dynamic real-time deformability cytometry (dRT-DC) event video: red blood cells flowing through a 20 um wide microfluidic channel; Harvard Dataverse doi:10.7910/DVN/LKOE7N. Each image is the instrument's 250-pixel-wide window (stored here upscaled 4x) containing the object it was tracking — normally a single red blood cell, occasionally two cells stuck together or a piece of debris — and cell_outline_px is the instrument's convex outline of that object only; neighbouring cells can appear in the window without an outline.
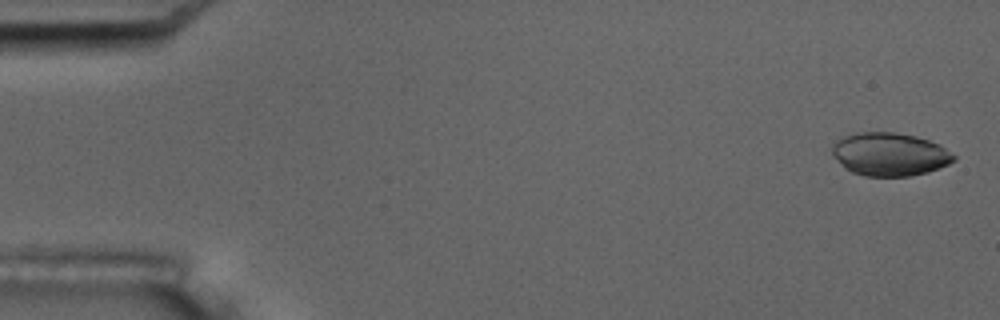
{"species": "common noctule bat (a hibernating species)", "species_latin": "Nyctalus noctula", "temperature_condition": "room temperature", "stored_images_in_passage": 5, "camera_frame_rate_fps": 3000, "um_per_image_px": 0.085, "animal": {"sex": "male", "body_mass_g": 17.5, "forearm_length_mm": 52.3}, "frame": {"image": 1, "passage_image": 1, "time_ms": 0.0, "image_size_px": [1000, 320], "cell_outline_px": [[956, 160], [948, 164], [928, 172], [908, 176], [864, 176], [852, 172], [844, 168], [832, 156], [832, 144], [836, 140], [844, 136], [856, 132], [892, 132], [916, 136], [940, 144], [956, 156]], "centroid_in_image_um": [75.6, 13.11], "position_along_channel_um": 9.4, "area_um2": 30.81}}
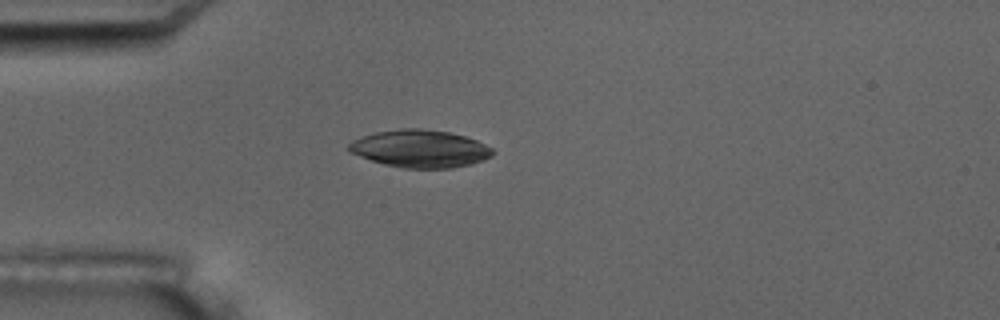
{"frame": {"image": 2, "passage_image": 5, "time_ms": 4.667, "image_size_px": [1000, 320], "cell_outline_px": [[496, 152], [492, 156], [484, 160], [452, 168], [404, 168], [384, 164], [348, 152], [348, 144], [352, 140], [360, 136], [376, 132], [400, 128], [420, 128], [448, 132], [464, 136], [476, 140], [492, 148]], "centroid_in_image_um": [35.69, 12.63], "position_along_channel_um": 49.3, "area_um2": 31.5}}